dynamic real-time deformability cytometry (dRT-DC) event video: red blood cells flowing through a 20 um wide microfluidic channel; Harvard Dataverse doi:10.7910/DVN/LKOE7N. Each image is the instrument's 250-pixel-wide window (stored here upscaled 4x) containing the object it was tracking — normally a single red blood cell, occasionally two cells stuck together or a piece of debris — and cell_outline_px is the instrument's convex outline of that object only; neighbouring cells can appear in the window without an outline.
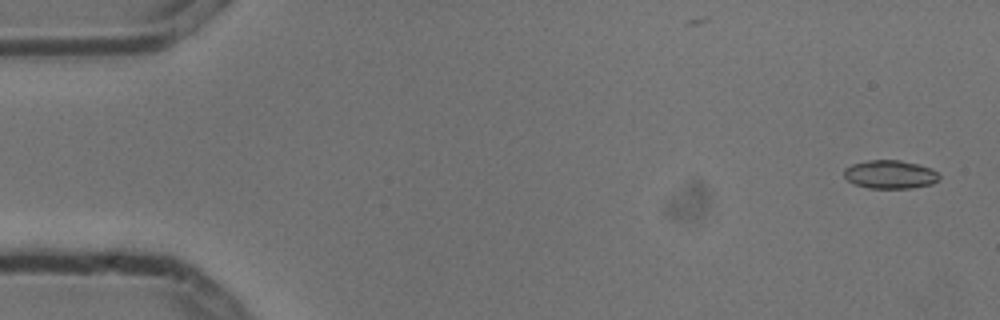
{"species": "common noctule bat (a hibernating species)", "species_latin": "Nyctalus noctula", "temperature_condition": "cold", "stored_images_in_passage": 5, "camera_frame_rate_fps": 3000, "um_per_image_px": 0.085, "animal": {"sex": "male", "body_mass_g": 13.3}, "frame": {"image": 1, "passage_image": 1, "time_ms": 0.0, "image_size_px": [1000, 320], "cell_outline_px": [[940, 180], [932, 184], [912, 188], [868, 188], [856, 184], [848, 180], [844, 176], [844, 168], [852, 164], [868, 160], [900, 160], [920, 164], [932, 168], [940, 176]], "centroid_in_image_um": [75.69, 14.82], "position_along_channel_um": 9.3, "area_um2": 15.9}}